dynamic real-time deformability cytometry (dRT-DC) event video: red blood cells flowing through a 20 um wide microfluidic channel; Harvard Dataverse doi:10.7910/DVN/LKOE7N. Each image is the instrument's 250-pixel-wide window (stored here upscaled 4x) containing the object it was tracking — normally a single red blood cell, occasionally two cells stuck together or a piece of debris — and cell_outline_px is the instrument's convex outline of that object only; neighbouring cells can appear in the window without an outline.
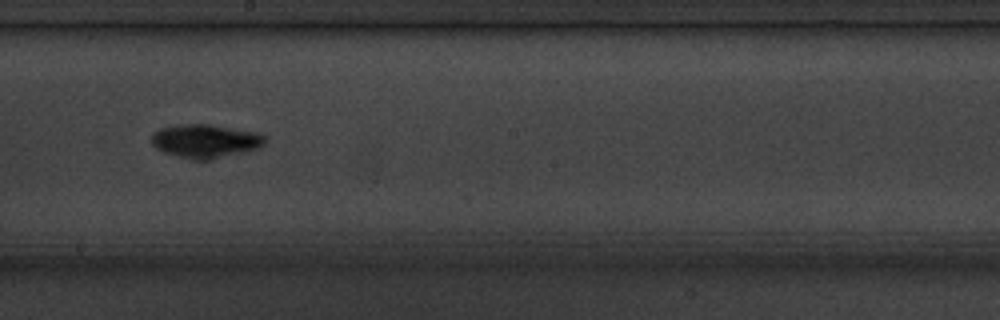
{"species": "common noctule bat (a hibernating species)", "species_latin": "Nyctalus noctula", "temperature_condition": "cold", "stored_images_in_passage": 8, "camera_frame_rate_fps": 3000, "um_per_image_px": 0.085, "animal": {"sex": "male", "body_mass_g": 20.1, "forearm_length_mm": 53.5}, "frame": {"image": 1, "passage_image": 7, "time_ms": 7.0, "image_size_px": [1000, 320], "cell_outline_px": [[264, 144], [256, 148], [240, 152], [204, 160], [196, 160], [176, 156], [164, 152], [156, 148], [152, 144], [152, 136], [160, 128], [176, 124], [208, 124], [256, 132], [264, 136]], "centroid_in_image_um": [17.39, 11.97], "position_along_channel_um": 230.8, "area_um2": 21.68}}